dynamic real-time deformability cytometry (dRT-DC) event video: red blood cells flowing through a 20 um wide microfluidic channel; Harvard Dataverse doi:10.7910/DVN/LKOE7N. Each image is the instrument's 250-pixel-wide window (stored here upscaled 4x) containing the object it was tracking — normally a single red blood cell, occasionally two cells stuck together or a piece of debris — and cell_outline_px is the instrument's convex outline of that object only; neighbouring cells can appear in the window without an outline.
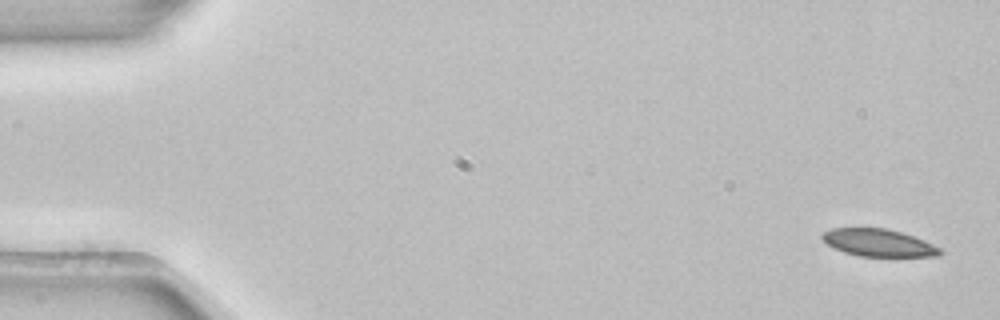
{"species": "common noctule bat (a hibernating species)", "species_latin": "Nyctalus noctula", "temperature_condition": "room temperature", "stored_images_in_passage": 7, "camera_frame_rate_fps": 3000, "um_per_image_px": 0.085, "animal": {"sex": "female", "body_mass_g": 22.7, "forearm_length_mm": 54.2}, "frame": {"image": 1, "passage_image": 1, "time_ms": 0.0, "image_size_px": [1000, 320], "cell_outline_px": [[944, 252], [940, 256], [856, 256], [844, 252], [828, 244], [820, 236], [824, 232], [832, 228], [888, 228], [924, 240], [940, 248]], "centroid_in_image_um": [74.69, 20.64], "position_along_channel_um": 10.3, "area_um2": 18.67}}
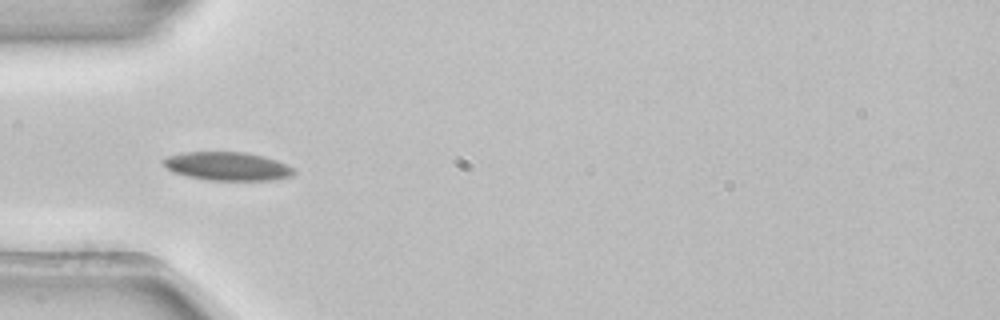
{"frame": {"image": 2, "passage_image": 4, "time_ms": 1.0, "image_size_px": [1000, 320], "cell_outline_px": [[296, 172], [292, 176], [272, 180], [208, 180], [188, 176], [172, 172], [160, 160], [164, 156], [184, 152], [244, 152], [264, 156], [288, 164], [296, 168]], "centroid_in_image_um": [19.34, 14.12], "position_along_channel_um": 65.7, "area_um2": 21.91}}